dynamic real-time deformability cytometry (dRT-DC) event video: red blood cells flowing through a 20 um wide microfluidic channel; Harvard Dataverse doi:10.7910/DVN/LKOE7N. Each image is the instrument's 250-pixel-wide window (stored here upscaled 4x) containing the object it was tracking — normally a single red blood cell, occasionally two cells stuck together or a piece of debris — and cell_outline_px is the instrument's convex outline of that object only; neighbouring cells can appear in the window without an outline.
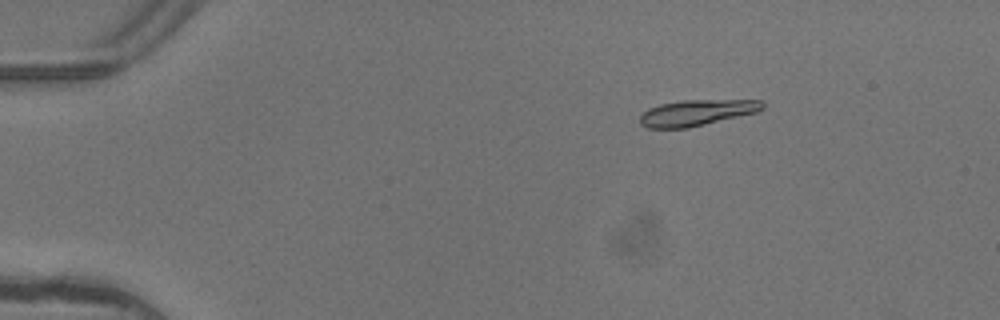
{"species": "common noctule bat (a hibernating species)", "species_latin": "Nyctalus noctula", "temperature_condition": "warm", "stored_images_in_passage": 5, "camera_frame_rate_fps": 3000, "um_per_image_px": 0.085, "animal": {"sex": "female"}, "frame": {"image": 1, "passage_image": 3, "time_ms": 0.667, "image_size_px": [1000, 320], "cell_outline_px": [[764, 108], [756, 112], [688, 128], [648, 128], [640, 124], [640, 116], [648, 108], [660, 104], [684, 100], [760, 100], [764, 104]], "centroid_in_image_um": [59.2, 9.58], "position_along_channel_um": 25.8, "area_um2": 18.38}}